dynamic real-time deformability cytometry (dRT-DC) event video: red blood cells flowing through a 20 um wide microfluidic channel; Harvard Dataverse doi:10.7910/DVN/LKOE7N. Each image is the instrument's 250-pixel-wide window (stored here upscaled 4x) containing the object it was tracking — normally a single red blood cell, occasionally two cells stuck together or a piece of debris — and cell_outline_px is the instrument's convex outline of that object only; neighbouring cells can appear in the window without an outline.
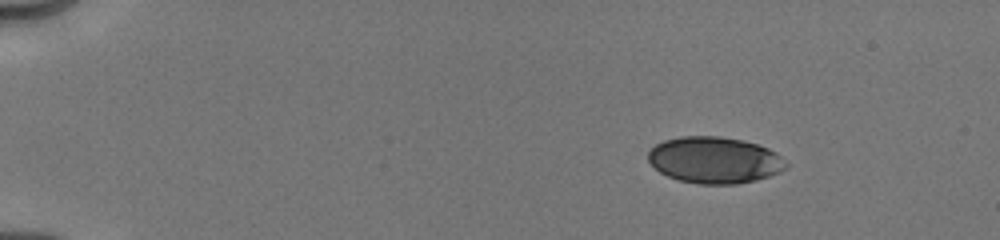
{"species": "human", "species_latin": "Homo sapiens", "temperature_condition": "cold", "stored_images_in_passage": 37, "camera_frame_rate_fps": 3000, "um_per_image_px": 0.085, "donor": {"sex": "male"}, "frame": {"image": 1, "passage_image": 1, "time_ms": 0.0, "image_size_px": [1000, 240], "cell_outline_px": [[788, 168], [780, 172], [756, 180], [736, 184], [700, 184], [680, 180], [668, 176], [660, 172], [648, 160], [648, 152], [656, 144], [664, 140], [680, 136], [720, 136], [744, 140], [768, 148], [776, 152], [788, 164]], "centroid_in_image_um": [60.75, 13.6], "position_along_channel_um": 24.2, "area_um2": 37.4}}
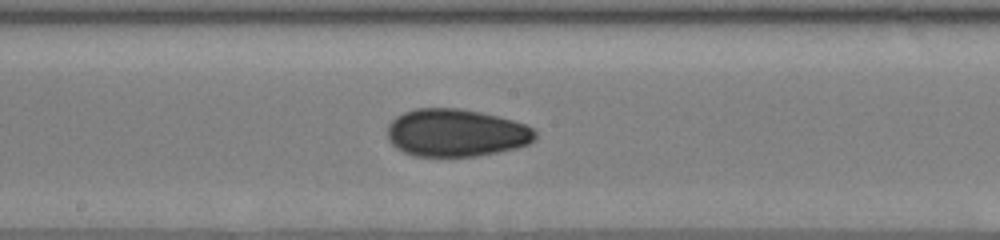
{"frame": {"image": 2, "passage_image": 22, "time_ms": 7.333, "image_size_px": [1000, 240], "cell_outline_px": [[536, 136], [528, 144], [516, 148], [476, 156], [416, 156], [404, 152], [396, 148], [388, 140], [388, 124], [396, 116], [404, 112], [416, 108], [460, 108], [480, 112], [512, 120], [524, 124], [532, 128], [536, 132]], "centroid_in_image_um": [38.73, 11.29], "position_along_channel_um": 209.5, "area_um2": 40.92}}
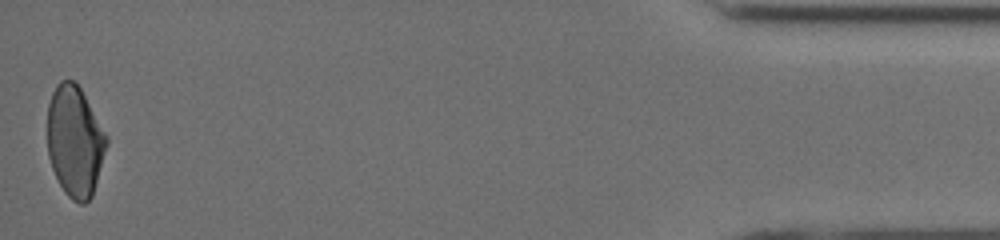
{"frame": {"image": 3, "passage_image": 37, "time_ms": 14.667, "image_size_px": [1000, 240], "cell_outline_px": [[108, 144], [92, 196], [84, 204], [80, 204], [72, 200], [64, 192], [52, 168], [48, 156], [48, 104], [52, 92], [56, 84], [60, 80], [72, 80], [80, 88], [108, 136]], "centroid_in_image_um": [6.37, 12.01], "position_along_channel_um": 428.8, "area_um2": 38.21}, "authors_computed_cell_mechanics": {"area_um2": 39.8242, "velocity_mm_per_s": 4.0359, "shape_relaxation_time_tau1_ms": null, "shape_relaxation_time_tau2_ms": 2.1728, "deformation_change_tau1": null, "deformation_change_tau2": 0.0596}}